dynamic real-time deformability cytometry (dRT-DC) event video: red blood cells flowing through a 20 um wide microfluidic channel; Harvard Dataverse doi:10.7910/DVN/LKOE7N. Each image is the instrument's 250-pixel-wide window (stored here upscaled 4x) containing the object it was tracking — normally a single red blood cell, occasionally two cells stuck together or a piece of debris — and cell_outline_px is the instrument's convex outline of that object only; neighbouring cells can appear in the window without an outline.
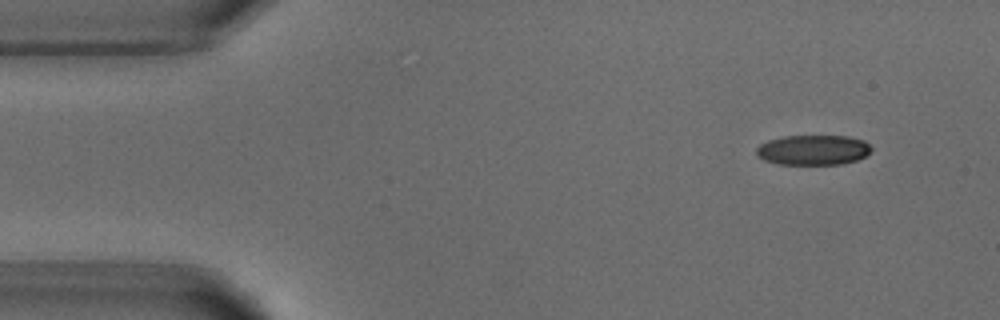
{"species": "common noctule bat (a hibernating species)", "species_latin": "Nyctalus noctula", "temperature_condition": "warm", "stored_images_in_passage": 7, "camera_frame_rate_fps": 3000, "um_per_image_px": 0.085, "animal": {"sex": "male", "body_mass_g": 18.8}, "frame": {"image": 1, "passage_image": 1, "time_ms": 0.0, "image_size_px": [1000, 320], "cell_outline_px": [[872, 152], [856, 160], [844, 164], [780, 164], [764, 160], [756, 156], [756, 148], [760, 144], [768, 140], [784, 136], [848, 136], [864, 140], [872, 148]], "centroid_in_image_um": [69.12, 12.75], "position_along_channel_um": 15.9, "area_um2": 20.23}}
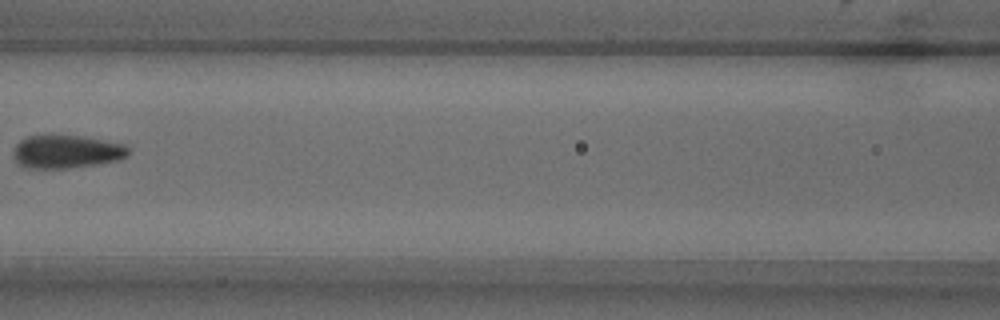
{"frame": {"image": 2, "passage_image": 6, "time_ms": 6.0, "image_size_px": [1000, 320], "cell_outline_px": [[128, 156], [116, 160], [96, 164], [68, 168], [24, 168], [12, 156], [12, 152], [16, 144], [20, 140], [28, 136], [84, 136], [128, 144]], "centroid_in_image_um": [5.65, 12.89], "position_along_channel_um": 160.9, "area_um2": 22.25}}
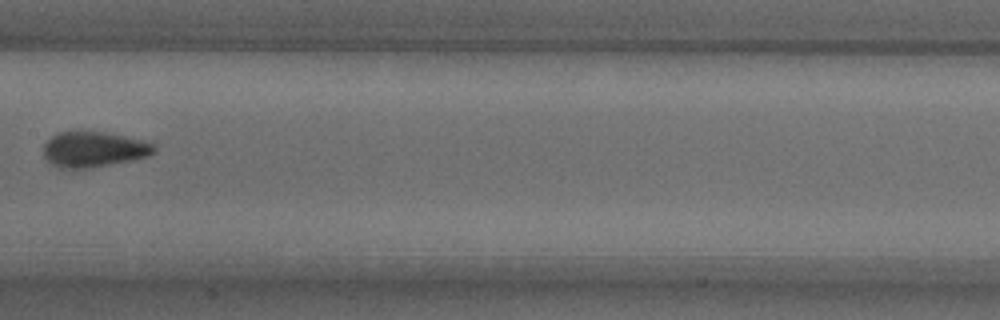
{"frame": {"image": 3, "passage_image": 7, "time_ms": 7.0, "image_size_px": [1000, 320], "cell_outline_px": [[156, 152], [148, 156], [132, 160], [92, 168], [60, 168], [48, 164], [44, 156], [44, 144], [52, 136], [60, 132], [104, 132], [144, 140], [156, 144]], "centroid_in_image_um": [7.99, 12.71], "position_along_channel_um": 199.4, "area_um2": 23.0}}